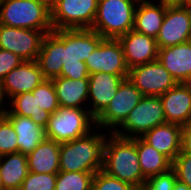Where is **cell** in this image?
<instances>
[{
	"label": "cell",
	"mask_w": 191,
	"mask_h": 190,
	"mask_svg": "<svg viewBox=\"0 0 191 190\" xmlns=\"http://www.w3.org/2000/svg\"><path fill=\"white\" fill-rule=\"evenodd\" d=\"M18 152L17 135L11 122L0 117V156Z\"/></svg>",
	"instance_id": "obj_30"
},
{
	"label": "cell",
	"mask_w": 191,
	"mask_h": 190,
	"mask_svg": "<svg viewBox=\"0 0 191 190\" xmlns=\"http://www.w3.org/2000/svg\"><path fill=\"white\" fill-rule=\"evenodd\" d=\"M166 123L184 126L191 121V83H177L160 96Z\"/></svg>",
	"instance_id": "obj_16"
},
{
	"label": "cell",
	"mask_w": 191,
	"mask_h": 190,
	"mask_svg": "<svg viewBox=\"0 0 191 190\" xmlns=\"http://www.w3.org/2000/svg\"><path fill=\"white\" fill-rule=\"evenodd\" d=\"M158 48L191 41V14L187 5L167 6L158 36Z\"/></svg>",
	"instance_id": "obj_12"
},
{
	"label": "cell",
	"mask_w": 191,
	"mask_h": 190,
	"mask_svg": "<svg viewBox=\"0 0 191 190\" xmlns=\"http://www.w3.org/2000/svg\"><path fill=\"white\" fill-rule=\"evenodd\" d=\"M182 126L164 123L146 132L141 138L172 162L181 152Z\"/></svg>",
	"instance_id": "obj_19"
},
{
	"label": "cell",
	"mask_w": 191,
	"mask_h": 190,
	"mask_svg": "<svg viewBox=\"0 0 191 190\" xmlns=\"http://www.w3.org/2000/svg\"><path fill=\"white\" fill-rule=\"evenodd\" d=\"M166 7L162 2L157 6L151 0H139L135 9L133 30L156 39L165 17Z\"/></svg>",
	"instance_id": "obj_20"
},
{
	"label": "cell",
	"mask_w": 191,
	"mask_h": 190,
	"mask_svg": "<svg viewBox=\"0 0 191 190\" xmlns=\"http://www.w3.org/2000/svg\"><path fill=\"white\" fill-rule=\"evenodd\" d=\"M129 69L158 59V45L155 38L134 30L118 38Z\"/></svg>",
	"instance_id": "obj_14"
},
{
	"label": "cell",
	"mask_w": 191,
	"mask_h": 190,
	"mask_svg": "<svg viewBox=\"0 0 191 190\" xmlns=\"http://www.w3.org/2000/svg\"><path fill=\"white\" fill-rule=\"evenodd\" d=\"M157 60L177 83H191V41L159 48Z\"/></svg>",
	"instance_id": "obj_18"
},
{
	"label": "cell",
	"mask_w": 191,
	"mask_h": 190,
	"mask_svg": "<svg viewBox=\"0 0 191 190\" xmlns=\"http://www.w3.org/2000/svg\"><path fill=\"white\" fill-rule=\"evenodd\" d=\"M175 171H169L149 177L143 184L141 190H173L176 182Z\"/></svg>",
	"instance_id": "obj_33"
},
{
	"label": "cell",
	"mask_w": 191,
	"mask_h": 190,
	"mask_svg": "<svg viewBox=\"0 0 191 190\" xmlns=\"http://www.w3.org/2000/svg\"><path fill=\"white\" fill-rule=\"evenodd\" d=\"M164 123H166V118L160 96H143L120 125L124 133L121 129H116L113 133L125 138L142 137L146 132Z\"/></svg>",
	"instance_id": "obj_8"
},
{
	"label": "cell",
	"mask_w": 191,
	"mask_h": 190,
	"mask_svg": "<svg viewBox=\"0 0 191 190\" xmlns=\"http://www.w3.org/2000/svg\"><path fill=\"white\" fill-rule=\"evenodd\" d=\"M5 96L4 93L2 91V86H1V82H0V117H4V115L7 112V109L4 110V108L1 109V107L3 106V102H4ZM2 104V105H1Z\"/></svg>",
	"instance_id": "obj_38"
},
{
	"label": "cell",
	"mask_w": 191,
	"mask_h": 190,
	"mask_svg": "<svg viewBox=\"0 0 191 190\" xmlns=\"http://www.w3.org/2000/svg\"><path fill=\"white\" fill-rule=\"evenodd\" d=\"M45 80L36 60L23 61L11 70L1 81L2 91L8 99L26 92H32Z\"/></svg>",
	"instance_id": "obj_15"
},
{
	"label": "cell",
	"mask_w": 191,
	"mask_h": 190,
	"mask_svg": "<svg viewBox=\"0 0 191 190\" xmlns=\"http://www.w3.org/2000/svg\"><path fill=\"white\" fill-rule=\"evenodd\" d=\"M88 134L60 143V171L98 172L105 164L106 134Z\"/></svg>",
	"instance_id": "obj_2"
},
{
	"label": "cell",
	"mask_w": 191,
	"mask_h": 190,
	"mask_svg": "<svg viewBox=\"0 0 191 190\" xmlns=\"http://www.w3.org/2000/svg\"><path fill=\"white\" fill-rule=\"evenodd\" d=\"M136 151L141 172L146 179L165 173L172 168V161L146 143L141 137H136Z\"/></svg>",
	"instance_id": "obj_26"
},
{
	"label": "cell",
	"mask_w": 191,
	"mask_h": 190,
	"mask_svg": "<svg viewBox=\"0 0 191 190\" xmlns=\"http://www.w3.org/2000/svg\"><path fill=\"white\" fill-rule=\"evenodd\" d=\"M53 30H33L0 24V49L10 51L24 61H34L46 33Z\"/></svg>",
	"instance_id": "obj_10"
},
{
	"label": "cell",
	"mask_w": 191,
	"mask_h": 190,
	"mask_svg": "<svg viewBox=\"0 0 191 190\" xmlns=\"http://www.w3.org/2000/svg\"><path fill=\"white\" fill-rule=\"evenodd\" d=\"M24 60L14 53L0 49V82L14 68L19 66Z\"/></svg>",
	"instance_id": "obj_35"
},
{
	"label": "cell",
	"mask_w": 191,
	"mask_h": 190,
	"mask_svg": "<svg viewBox=\"0 0 191 190\" xmlns=\"http://www.w3.org/2000/svg\"><path fill=\"white\" fill-rule=\"evenodd\" d=\"M36 62L45 79L60 77L63 63L59 56V30L45 34Z\"/></svg>",
	"instance_id": "obj_24"
},
{
	"label": "cell",
	"mask_w": 191,
	"mask_h": 190,
	"mask_svg": "<svg viewBox=\"0 0 191 190\" xmlns=\"http://www.w3.org/2000/svg\"><path fill=\"white\" fill-rule=\"evenodd\" d=\"M172 169L177 180L191 188V153L181 151L172 162Z\"/></svg>",
	"instance_id": "obj_34"
},
{
	"label": "cell",
	"mask_w": 191,
	"mask_h": 190,
	"mask_svg": "<svg viewBox=\"0 0 191 190\" xmlns=\"http://www.w3.org/2000/svg\"><path fill=\"white\" fill-rule=\"evenodd\" d=\"M60 107L82 108L88 100L89 79L71 80L64 77L52 79Z\"/></svg>",
	"instance_id": "obj_25"
},
{
	"label": "cell",
	"mask_w": 191,
	"mask_h": 190,
	"mask_svg": "<svg viewBox=\"0 0 191 190\" xmlns=\"http://www.w3.org/2000/svg\"><path fill=\"white\" fill-rule=\"evenodd\" d=\"M127 78L143 96H161L177 84L158 60L129 69Z\"/></svg>",
	"instance_id": "obj_11"
},
{
	"label": "cell",
	"mask_w": 191,
	"mask_h": 190,
	"mask_svg": "<svg viewBox=\"0 0 191 190\" xmlns=\"http://www.w3.org/2000/svg\"><path fill=\"white\" fill-rule=\"evenodd\" d=\"M32 93L36 95L37 106L48 111L50 114L60 108L52 80L45 79Z\"/></svg>",
	"instance_id": "obj_29"
},
{
	"label": "cell",
	"mask_w": 191,
	"mask_h": 190,
	"mask_svg": "<svg viewBox=\"0 0 191 190\" xmlns=\"http://www.w3.org/2000/svg\"><path fill=\"white\" fill-rule=\"evenodd\" d=\"M189 11H190V14H191V2L187 5Z\"/></svg>",
	"instance_id": "obj_40"
},
{
	"label": "cell",
	"mask_w": 191,
	"mask_h": 190,
	"mask_svg": "<svg viewBox=\"0 0 191 190\" xmlns=\"http://www.w3.org/2000/svg\"><path fill=\"white\" fill-rule=\"evenodd\" d=\"M107 139L105 164L102 168L108 175L129 183L138 190L147 180L142 172L136 151V138H125L115 135Z\"/></svg>",
	"instance_id": "obj_3"
},
{
	"label": "cell",
	"mask_w": 191,
	"mask_h": 190,
	"mask_svg": "<svg viewBox=\"0 0 191 190\" xmlns=\"http://www.w3.org/2000/svg\"><path fill=\"white\" fill-rule=\"evenodd\" d=\"M173 190H191L186 184L176 180Z\"/></svg>",
	"instance_id": "obj_39"
},
{
	"label": "cell",
	"mask_w": 191,
	"mask_h": 190,
	"mask_svg": "<svg viewBox=\"0 0 191 190\" xmlns=\"http://www.w3.org/2000/svg\"><path fill=\"white\" fill-rule=\"evenodd\" d=\"M57 174L29 172L19 190H55Z\"/></svg>",
	"instance_id": "obj_31"
},
{
	"label": "cell",
	"mask_w": 191,
	"mask_h": 190,
	"mask_svg": "<svg viewBox=\"0 0 191 190\" xmlns=\"http://www.w3.org/2000/svg\"><path fill=\"white\" fill-rule=\"evenodd\" d=\"M93 123L95 118L89 110L60 107L49 117L46 138L58 143L75 140L91 132L90 125Z\"/></svg>",
	"instance_id": "obj_6"
},
{
	"label": "cell",
	"mask_w": 191,
	"mask_h": 190,
	"mask_svg": "<svg viewBox=\"0 0 191 190\" xmlns=\"http://www.w3.org/2000/svg\"><path fill=\"white\" fill-rule=\"evenodd\" d=\"M104 38L92 29L59 30V56L63 63L60 77L71 80L88 79L85 60Z\"/></svg>",
	"instance_id": "obj_1"
},
{
	"label": "cell",
	"mask_w": 191,
	"mask_h": 190,
	"mask_svg": "<svg viewBox=\"0 0 191 190\" xmlns=\"http://www.w3.org/2000/svg\"><path fill=\"white\" fill-rule=\"evenodd\" d=\"M60 143L45 138L27 155L29 172L57 174L59 169Z\"/></svg>",
	"instance_id": "obj_22"
},
{
	"label": "cell",
	"mask_w": 191,
	"mask_h": 190,
	"mask_svg": "<svg viewBox=\"0 0 191 190\" xmlns=\"http://www.w3.org/2000/svg\"><path fill=\"white\" fill-rule=\"evenodd\" d=\"M166 6H180L187 5V0H160Z\"/></svg>",
	"instance_id": "obj_37"
},
{
	"label": "cell",
	"mask_w": 191,
	"mask_h": 190,
	"mask_svg": "<svg viewBox=\"0 0 191 190\" xmlns=\"http://www.w3.org/2000/svg\"><path fill=\"white\" fill-rule=\"evenodd\" d=\"M143 95L128 78L119 86L107 107L95 118V125L115 131L142 99ZM117 126V127H116Z\"/></svg>",
	"instance_id": "obj_9"
},
{
	"label": "cell",
	"mask_w": 191,
	"mask_h": 190,
	"mask_svg": "<svg viewBox=\"0 0 191 190\" xmlns=\"http://www.w3.org/2000/svg\"><path fill=\"white\" fill-rule=\"evenodd\" d=\"M89 74L128 75L129 68L118 39H104L85 60Z\"/></svg>",
	"instance_id": "obj_13"
},
{
	"label": "cell",
	"mask_w": 191,
	"mask_h": 190,
	"mask_svg": "<svg viewBox=\"0 0 191 190\" xmlns=\"http://www.w3.org/2000/svg\"><path fill=\"white\" fill-rule=\"evenodd\" d=\"M96 172L59 171L55 190H92V182Z\"/></svg>",
	"instance_id": "obj_28"
},
{
	"label": "cell",
	"mask_w": 191,
	"mask_h": 190,
	"mask_svg": "<svg viewBox=\"0 0 191 190\" xmlns=\"http://www.w3.org/2000/svg\"><path fill=\"white\" fill-rule=\"evenodd\" d=\"M128 75H113L105 72H98L89 75L88 98L92 100L93 108L89 109L90 114L96 118L111 102L116 95L120 84Z\"/></svg>",
	"instance_id": "obj_17"
},
{
	"label": "cell",
	"mask_w": 191,
	"mask_h": 190,
	"mask_svg": "<svg viewBox=\"0 0 191 190\" xmlns=\"http://www.w3.org/2000/svg\"><path fill=\"white\" fill-rule=\"evenodd\" d=\"M0 24L33 30H53L50 0H0Z\"/></svg>",
	"instance_id": "obj_4"
},
{
	"label": "cell",
	"mask_w": 191,
	"mask_h": 190,
	"mask_svg": "<svg viewBox=\"0 0 191 190\" xmlns=\"http://www.w3.org/2000/svg\"><path fill=\"white\" fill-rule=\"evenodd\" d=\"M99 0H50L53 30L90 29Z\"/></svg>",
	"instance_id": "obj_7"
},
{
	"label": "cell",
	"mask_w": 191,
	"mask_h": 190,
	"mask_svg": "<svg viewBox=\"0 0 191 190\" xmlns=\"http://www.w3.org/2000/svg\"><path fill=\"white\" fill-rule=\"evenodd\" d=\"M139 0H99L97 14L90 29L104 39H118L134 27V14Z\"/></svg>",
	"instance_id": "obj_5"
},
{
	"label": "cell",
	"mask_w": 191,
	"mask_h": 190,
	"mask_svg": "<svg viewBox=\"0 0 191 190\" xmlns=\"http://www.w3.org/2000/svg\"><path fill=\"white\" fill-rule=\"evenodd\" d=\"M4 116L11 122L16 132L18 152L28 155L46 138L45 129L30 117L17 114H5Z\"/></svg>",
	"instance_id": "obj_21"
},
{
	"label": "cell",
	"mask_w": 191,
	"mask_h": 190,
	"mask_svg": "<svg viewBox=\"0 0 191 190\" xmlns=\"http://www.w3.org/2000/svg\"><path fill=\"white\" fill-rule=\"evenodd\" d=\"M181 151L191 153V121L182 127Z\"/></svg>",
	"instance_id": "obj_36"
},
{
	"label": "cell",
	"mask_w": 191,
	"mask_h": 190,
	"mask_svg": "<svg viewBox=\"0 0 191 190\" xmlns=\"http://www.w3.org/2000/svg\"><path fill=\"white\" fill-rule=\"evenodd\" d=\"M12 109H8L6 114H17L24 117H30L36 124L46 128L50 113L37 106L36 95L32 92H26L15 95L9 102Z\"/></svg>",
	"instance_id": "obj_27"
},
{
	"label": "cell",
	"mask_w": 191,
	"mask_h": 190,
	"mask_svg": "<svg viewBox=\"0 0 191 190\" xmlns=\"http://www.w3.org/2000/svg\"><path fill=\"white\" fill-rule=\"evenodd\" d=\"M92 190H138L129 183L123 182L118 178L108 175L103 170L95 173Z\"/></svg>",
	"instance_id": "obj_32"
},
{
	"label": "cell",
	"mask_w": 191,
	"mask_h": 190,
	"mask_svg": "<svg viewBox=\"0 0 191 190\" xmlns=\"http://www.w3.org/2000/svg\"><path fill=\"white\" fill-rule=\"evenodd\" d=\"M28 173L27 155L16 152L0 156L2 190H19Z\"/></svg>",
	"instance_id": "obj_23"
}]
</instances>
